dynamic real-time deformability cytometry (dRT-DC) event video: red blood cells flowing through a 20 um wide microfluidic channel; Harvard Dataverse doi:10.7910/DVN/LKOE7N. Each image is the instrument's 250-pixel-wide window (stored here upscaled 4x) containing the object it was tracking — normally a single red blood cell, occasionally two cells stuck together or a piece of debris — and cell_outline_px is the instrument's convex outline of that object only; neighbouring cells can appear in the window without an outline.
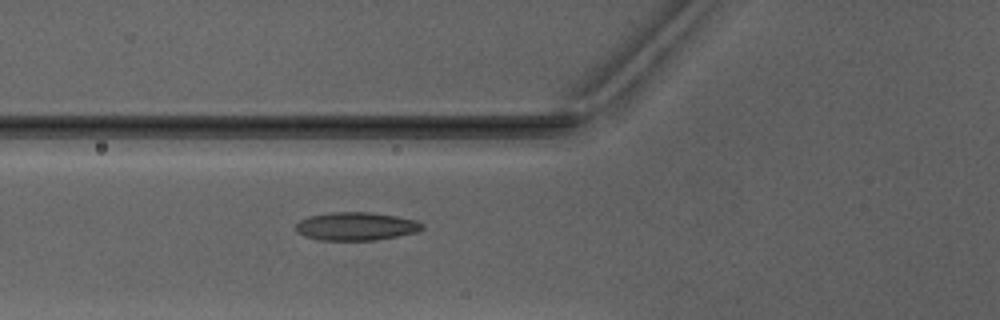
{"species": "Egyptian fruit bat (a non-hibernating species)", "species_latin": "Rousettus aegyptiacus", "temperature_condition": "warm", "stored_images_in_passage": 3, "camera_frame_rate_fps": 3000, "um_per_image_px": 0.085, "animal": {"sex": "male"}, "frame": {"image": 1, "passage_image": 3, "time_ms": 2.333, "image_size_px": [1000, 320], "cell_outline_px": [[424, 228], [416, 232], [376, 240], [320, 240], [304, 236], [296, 232], [296, 224], [300, 220], [308, 216], [332, 212], [372, 212], [396, 216], [416, 220], [424, 224]], "centroid_in_image_um": [30.26, 19.23], "position_along_channel_um": 95.5, "area_um2": 20.81}}